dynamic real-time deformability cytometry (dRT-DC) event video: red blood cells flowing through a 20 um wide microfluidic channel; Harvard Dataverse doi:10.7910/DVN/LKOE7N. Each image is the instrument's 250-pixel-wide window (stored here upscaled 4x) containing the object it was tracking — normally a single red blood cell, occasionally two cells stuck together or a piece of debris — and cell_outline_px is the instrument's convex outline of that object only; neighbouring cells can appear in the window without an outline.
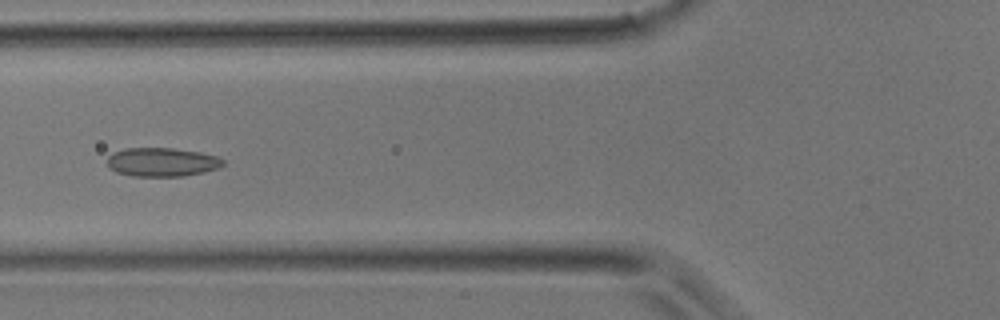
{"species": "common noctule bat (a hibernating species)", "species_latin": "Nyctalus noctula", "temperature_condition": "room temperature", "stored_images_in_passage": 38, "camera_frame_rate_fps": 3000, "um_per_image_px": 0.085, "animal": {"sex": "male", "body_mass_g": 17.9}, "frame": {"image": 1, "passage_image": 13, "time_ms": 4.0, "image_size_px": [1000, 320], "cell_outline_px": [[224, 164], [220, 168], [204, 172], [184, 176], [132, 176], [116, 172], [108, 168], [108, 156], [112, 152], [124, 148], [172, 148], [200, 152], [216, 156], [224, 160]], "centroid_in_image_um": [13.76, 13.78], "position_along_channel_um": 112.0, "area_um2": 19.59}}
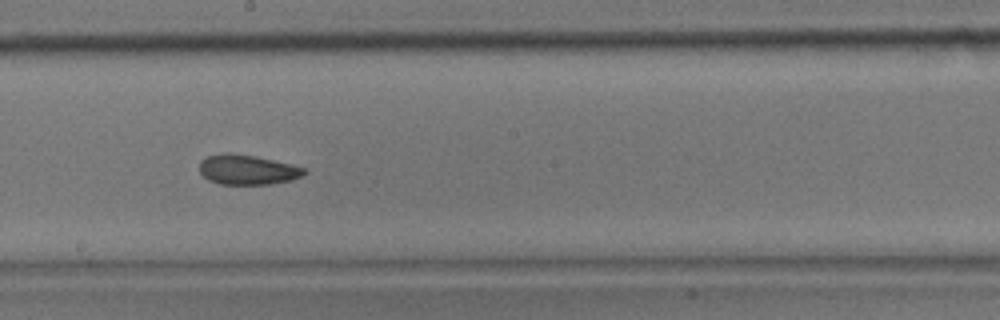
{"frame": {"image": 2, "passage_image": 20, "time_ms": 6.333, "image_size_px": [1000, 320], "cell_outline_px": [[308, 172], [304, 176], [292, 180], [272, 184], [220, 184], [208, 180], [200, 172], [200, 160], [208, 156], [224, 152], [232, 152], [272, 160], [304, 168]], "centroid_in_image_um": [21.02, 14.43], "position_along_channel_um": 227.2, "area_um2": 18.21}}
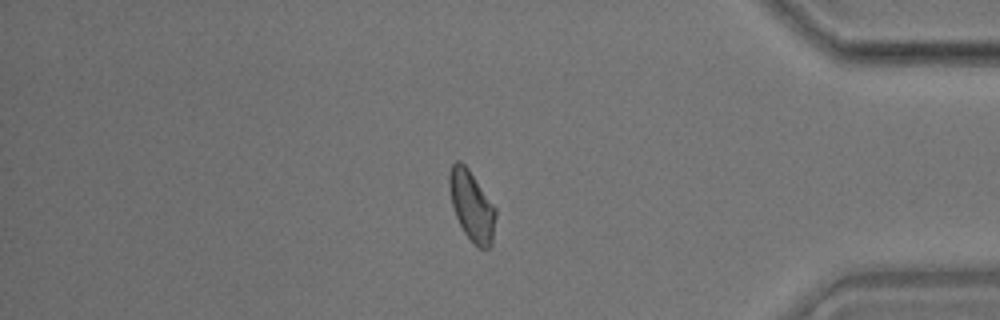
{"frame": {"image": 3, "passage_image": 32, "time_ms": 10.333, "image_size_px": [1000, 320], "cell_outline_px": [[496, 216], [492, 248], [480, 248], [464, 232], [456, 216], [452, 204], [448, 188], [448, 172], [452, 164], [456, 160], [460, 160], [468, 168], [496, 208]], "centroid_in_image_um": [40.1, 17.47], "position_along_channel_um": 395.1, "area_um2": 18.96}}